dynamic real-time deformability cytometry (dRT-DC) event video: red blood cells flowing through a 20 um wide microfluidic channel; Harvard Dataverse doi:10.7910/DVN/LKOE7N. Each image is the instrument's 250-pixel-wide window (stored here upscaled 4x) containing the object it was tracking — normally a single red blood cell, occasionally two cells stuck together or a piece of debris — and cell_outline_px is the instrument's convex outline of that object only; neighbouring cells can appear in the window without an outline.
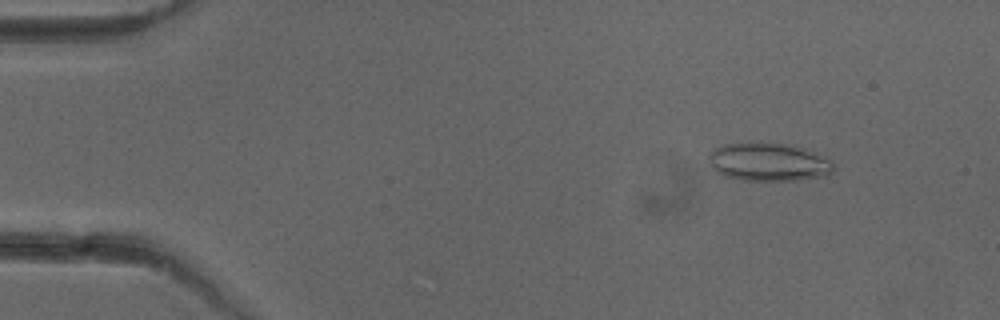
{"species": "common noctule bat (a hibernating species)", "species_latin": "Nyctalus noctula", "temperature_condition": "cold", "stored_images_in_passage": 51, "camera_frame_rate_fps": 3000, "um_per_image_px": 0.085, "animal": {"sex": "female"}, "frame": {"image": 1, "passage_image": 6, "time_ms": 1.667, "image_size_px": [1000, 320], "cell_outline_px": [[836, 168], [828, 176], [796, 180], [740, 180], [724, 176], [716, 172], [712, 168], [708, 160], [708, 152], [712, 148], [724, 144], [748, 140], [792, 144], [832, 160]], "centroid_in_image_um": [65.28, 13.74], "position_along_channel_um": 19.7, "area_um2": 28.78}}
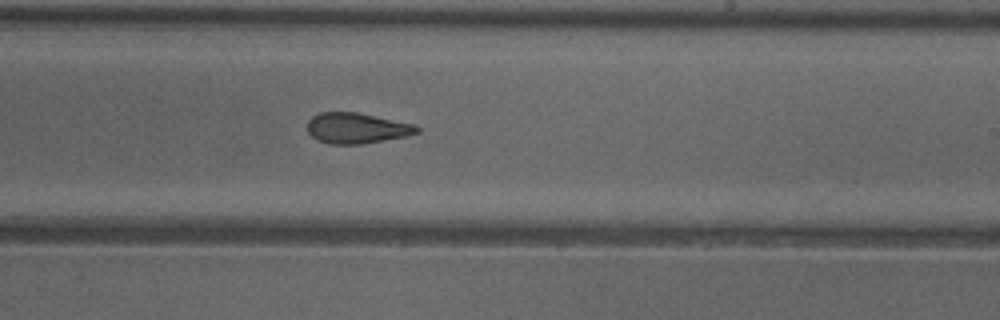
{"frame": {"image": 2, "passage_image": 31, "time_ms": 10.0, "image_size_px": [1000, 320], "cell_outline_px": [[420, 132], [404, 136], [384, 140], [360, 144], [328, 144], [316, 140], [308, 132], [308, 120], [312, 116], [320, 112], [356, 112], [416, 124], [420, 128]], "centroid_in_image_um": [30.31, 10.89], "position_along_channel_um": 258.7, "area_um2": 19.59}}
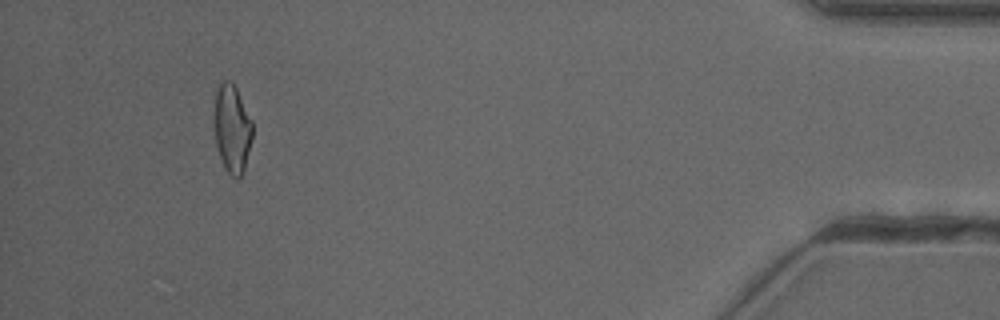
{"frame": {"image": 3, "passage_image": 48, "time_ms": 15.667, "image_size_px": [1000, 320], "cell_outline_px": [[252, 136], [244, 172], [236, 180], [224, 168], [216, 144], [212, 124], [212, 112], [216, 88], [224, 80], [232, 80], [252, 120]], "centroid_in_image_um": [19.68, 10.9], "position_along_channel_um": 415.5, "area_um2": 20.23}, "authors_computed_cell_mechanics": {"area_um2": 20.2878, "velocity_mm_per_s": 3.9855, "shape_relaxation_time_tau1_ms": null, "shape_relaxation_time_tau2_ms": 2.4172, "deformation_change_tau1": null, "deformation_change_tau2": 0.1035}}